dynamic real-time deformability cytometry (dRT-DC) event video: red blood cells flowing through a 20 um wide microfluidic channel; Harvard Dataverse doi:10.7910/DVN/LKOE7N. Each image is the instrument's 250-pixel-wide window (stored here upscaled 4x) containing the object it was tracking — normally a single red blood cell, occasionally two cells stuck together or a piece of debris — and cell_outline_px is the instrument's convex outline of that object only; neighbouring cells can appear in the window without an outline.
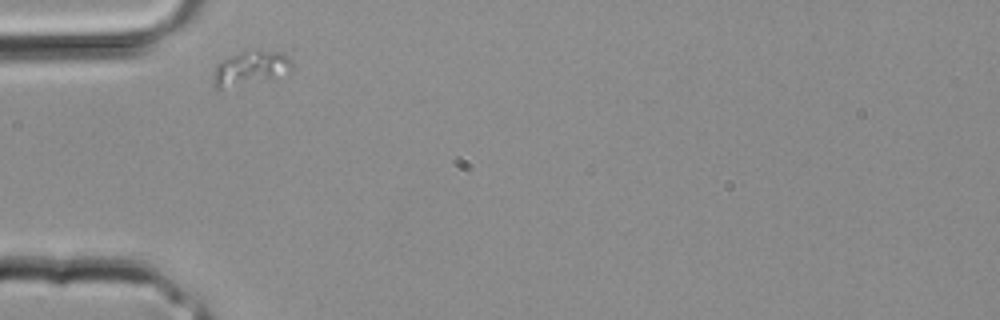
{"species": "common noctule bat (a hibernating species)", "species_latin": "Nyctalus noctula", "temperature_condition": "room temperature", "stored_images_in_passage": 4, "segment_of_instrument_passage": [2, 2], "camera_frame_rate_fps": 3000, "um_per_image_px": 0.085, "animal": {"sex": "male", "body_mass_g": 20.4}, "frame": {"image": 1, "passage_image": 4, "time_ms": 1.0, "image_size_px": [1000, 320], "cell_outline_px": [[292, 72], [220, 88], [216, 88], [212, 80], [212, 72], [216, 64], [228, 56], [256, 48], [260, 48], [280, 52], [288, 56], [292, 60]], "centroid_in_image_um": [21.28, 5.71], "position_along_channel_um": 63.7, "area_um2": 15.49}}